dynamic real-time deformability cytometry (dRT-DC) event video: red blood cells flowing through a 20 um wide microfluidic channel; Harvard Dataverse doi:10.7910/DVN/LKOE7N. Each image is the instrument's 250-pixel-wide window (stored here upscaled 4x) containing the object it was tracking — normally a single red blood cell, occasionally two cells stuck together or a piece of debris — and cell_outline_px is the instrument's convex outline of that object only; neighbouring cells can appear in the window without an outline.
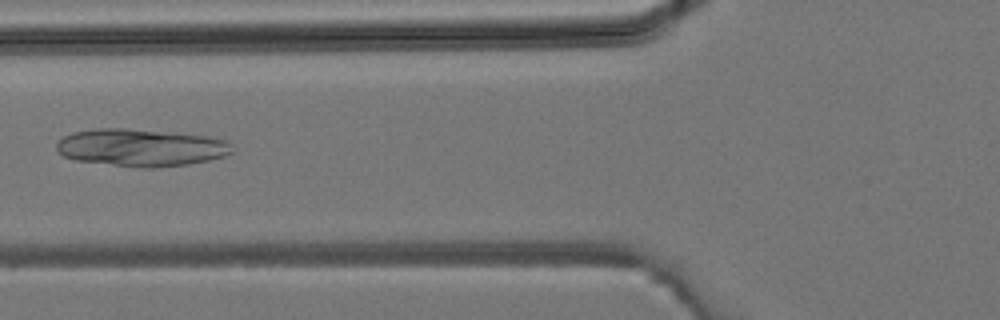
{"species": "common noctule bat (a hibernating species)", "species_latin": "Nyctalus noctula", "temperature_condition": "room temperature", "stored_images_in_passage": 4, "camera_frame_rate_fps": 3000, "um_per_image_px": 0.085, "animal": {"sex": "male", "body_mass_g": 19.2, "forearm_length_mm": 51.8}, "frame": {"image": 1, "passage_image": 4, "time_ms": 1.0, "image_size_px": [1000, 320], "cell_outline_px": [[232, 152], [224, 156], [208, 160], [188, 164], [156, 168], [140, 168], [76, 160], [64, 156], [56, 148], [56, 144], [64, 136], [72, 132], [96, 128], [128, 128], [208, 136], [224, 140], [228, 144]], "centroid_in_image_um": [11.94, 12.54], "position_along_channel_um": 113.9, "area_um2": 38.09}}